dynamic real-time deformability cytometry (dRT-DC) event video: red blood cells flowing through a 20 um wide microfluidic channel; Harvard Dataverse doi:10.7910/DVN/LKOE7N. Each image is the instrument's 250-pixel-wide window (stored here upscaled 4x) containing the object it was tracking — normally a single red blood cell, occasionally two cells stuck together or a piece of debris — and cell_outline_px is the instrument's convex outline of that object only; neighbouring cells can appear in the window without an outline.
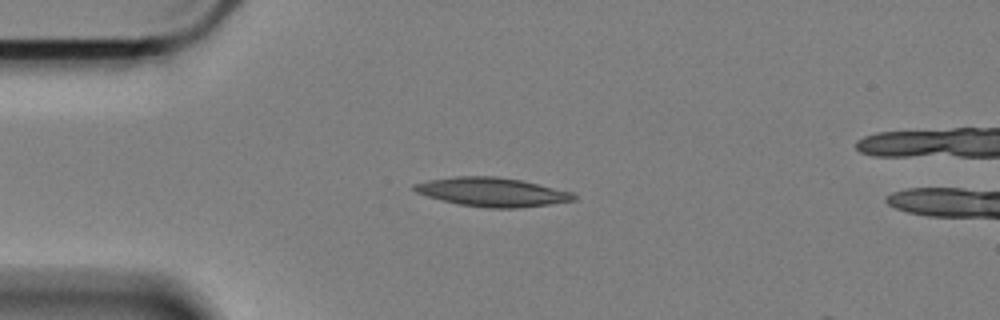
{"species": "Egyptian fruit bat (a non-hibernating species)", "species_latin": "Rousettus aegyptiacus", "temperature_condition": "cold", "stored_images_in_passage": 4, "camera_frame_rate_fps": 3000, "um_per_image_px": 0.085, "animal": {"sex": "female"}, "frame": {"image": 1, "passage_image": 1, "time_ms": 0.0, "image_size_px": [1000, 320], "cell_outline_px": [[576, 200], [548, 204], [516, 208], [488, 208], [460, 204], [428, 196], [416, 192], [412, 188], [412, 184], [428, 180], [456, 176], [496, 176], [520, 180], [572, 192], [576, 196]], "centroid_in_image_um": [41.81, 16.31], "position_along_channel_um": 43.2, "area_um2": 26.53}}